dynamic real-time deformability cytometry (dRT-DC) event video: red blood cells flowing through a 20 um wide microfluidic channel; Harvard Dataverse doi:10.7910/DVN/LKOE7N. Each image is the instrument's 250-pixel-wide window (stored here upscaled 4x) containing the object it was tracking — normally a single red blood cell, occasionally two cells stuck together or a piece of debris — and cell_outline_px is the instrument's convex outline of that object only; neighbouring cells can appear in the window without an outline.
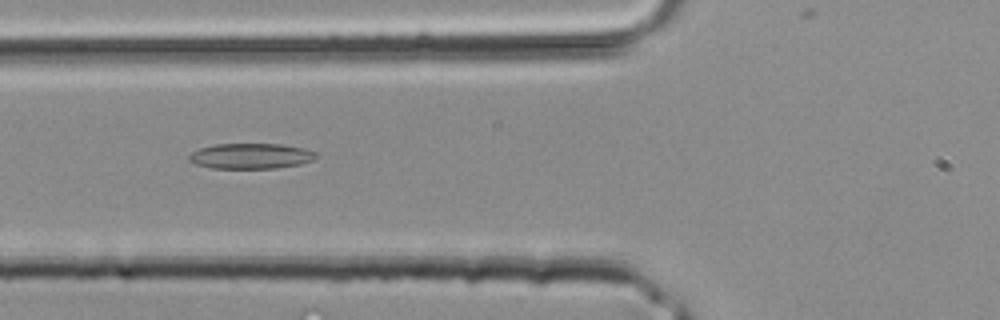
{"species": "common noctule bat (a hibernating species)", "species_latin": "Nyctalus noctula", "temperature_condition": "room temperature", "stored_images_in_passage": 2, "camera_frame_rate_fps": 3000, "um_per_image_px": 0.085, "animal": {"sex": "male", "body_mass_g": 20.4}, "frame": {"image": 1, "passage_image": 2, "time_ms": 0.333, "image_size_px": [1000, 320], "cell_outline_px": [[316, 156], [312, 160], [300, 164], [276, 168], [212, 168], [196, 164], [188, 160], [188, 156], [192, 152], [200, 148], [216, 144], [280, 144], [304, 148], [316, 152]], "centroid_in_image_um": [21.31, 13.26], "position_along_channel_um": 104.5, "area_um2": 18.73}}